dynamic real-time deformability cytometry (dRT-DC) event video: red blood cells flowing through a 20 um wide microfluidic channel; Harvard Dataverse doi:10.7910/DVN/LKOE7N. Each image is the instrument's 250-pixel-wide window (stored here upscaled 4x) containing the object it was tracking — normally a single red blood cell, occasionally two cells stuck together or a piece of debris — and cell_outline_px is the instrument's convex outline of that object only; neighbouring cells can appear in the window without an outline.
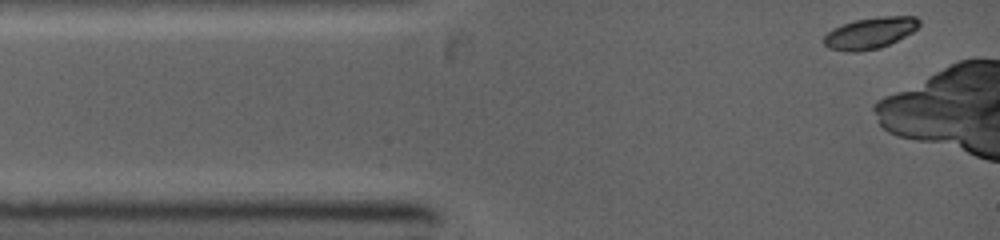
{"species": "common noctule bat (a hibernating species)", "species_latin": "Nyctalus noctula", "temperature_condition": "warm", "stored_images_in_passage": 5, "camera_frame_rate_fps": 5000, "um_per_image_px": 0.085, "animal": {"sex": "female", "body_mass_g": 19.0, "forearm_length_mm": 53.3}, "frame": {"image": 1, "passage_image": 1, "time_ms": 0.0, "image_size_px": [1000, 240], "cell_outline_px": [[920, 24], [912, 32], [880, 48], [856, 52], [848, 52], [828, 48], [824, 44], [824, 36], [832, 28], [856, 20], [876, 16], [916, 16], [920, 20]], "centroid_in_image_um": [73.94, 2.8], "position_along_channel_um": 11.1, "area_um2": 17.34}}